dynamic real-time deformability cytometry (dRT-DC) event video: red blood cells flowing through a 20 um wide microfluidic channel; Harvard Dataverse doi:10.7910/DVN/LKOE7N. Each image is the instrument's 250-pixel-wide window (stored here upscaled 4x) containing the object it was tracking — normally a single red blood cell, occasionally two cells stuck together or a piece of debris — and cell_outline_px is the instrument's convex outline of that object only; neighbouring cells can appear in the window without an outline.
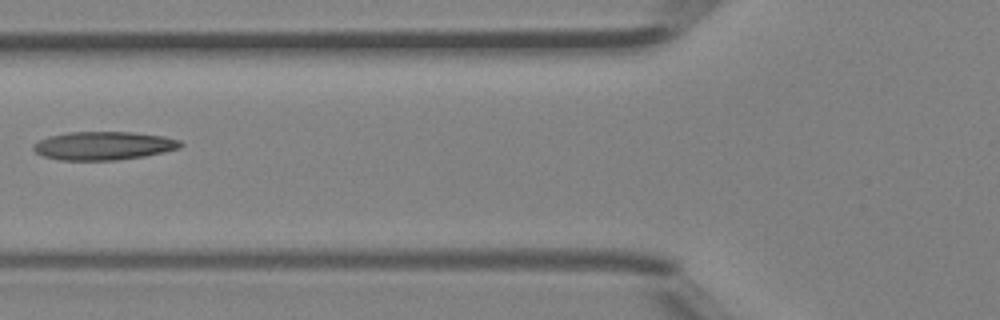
{"species": "Egyptian fruit bat (a non-hibernating species)", "species_latin": "Rousettus aegyptiacus", "temperature_condition": "room temperature", "stored_images_in_passage": 2, "camera_frame_rate_fps": 3000, "um_per_image_px": 0.085, "animal": {"sex": "female"}, "frame": {"image": 1, "passage_image": 2, "time_ms": 0.333, "image_size_px": [1000, 320], "cell_outline_px": [[184, 144], [180, 148], [164, 152], [144, 156], [116, 160], [60, 160], [44, 156], [36, 152], [32, 148], [32, 144], [48, 136], [68, 132], [132, 132], [164, 136], [180, 140]], "centroid_in_image_um": [8.81, 12.38], "position_along_channel_um": 117.0, "area_um2": 24.39}}